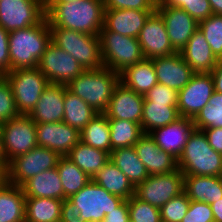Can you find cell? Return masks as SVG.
Returning a JSON list of instances; mask_svg holds the SVG:
<instances>
[{
	"label": "cell",
	"instance_id": "cell-57",
	"mask_svg": "<svg viewBox=\"0 0 222 222\" xmlns=\"http://www.w3.org/2000/svg\"><path fill=\"white\" fill-rule=\"evenodd\" d=\"M73 1L74 0H53L51 3H68Z\"/></svg>",
	"mask_w": 222,
	"mask_h": 222
},
{
	"label": "cell",
	"instance_id": "cell-29",
	"mask_svg": "<svg viewBox=\"0 0 222 222\" xmlns=\"http://www.w3.org/2000/svg\"><path fill=\"white\" fill-rule=\"evenodd\" d=\"M94 183L107 192L128 200L135 193V187L126 175L110 160L93 176Z\"/></svg>",
	"mask_w": 222,
	"mask_h": 222
},
{
	"label": "cell",
	"instance_id": "cell-46",
	"mask_svg": "<svg viewBox=\"0 0 222 222\" xmlns=\"http://www.w3.org/2000/svg\"><path fill=\"white\" fill-rule=\"evenodd\" d=\"M185 10L198 23L213 14L208 0H189L187 7H179Z\"/></svg>",
	"mask_w": 222,
	"mask_h": 222
},
{
	"label": "cell",
	"instance_id": "cell-23",
	"mask_svg": "<svg viewBox=\"0 0 222 222\" xmlns=\"http://www.w3.org/2000/svg\"><path fill=\"white\" fill-rule=\"evenodd\" d=\"M193 129V121L181 117L176 122L157 128L149 134L162 150L178 159Z\"/></svg>",
	"mask_w": 222,
	"mask_h": 222
},
{
	"label": "cell",
	"instance_id": "cell-40",
	"mask_svg": "<svg viewBox=\"0 0 222 222\" xmlns=\"http://www.w3.org/2000/svg\"><path fill=\"white\" fill-rule=\"evenodd\" d=\"M127 203L131 222H161L160 208L143 202L134 195Z\"/></svg>",
	"mask_w": 222,
	"mask_h": 222
},
{
	"label": "cell",
	"instance_id": "cell-1",
	"mask_svg": "<svg viewBox=\"0 0 222 222\" xmlns=\"http://www.w3.org/2000/svg\"><path fill=\"white\" fill-rule=\"evenodd\" d=\"M102 0H74L68 3H50L45 8L49 27L72 29L99 36L104 26Z\"/></svg>",
	"mask_w": 222,
	"mask_h": 222
},
{
	"label": "cell",
	"instance_id": "cell-44",
	"mask_svg": "<svg viewBox=\"0 0 222 222\" xmlns=\"http://www.w3.org/2000/svg\"><path fill=\"white\" fill-rule=\"evenodd\" d=\"M181 222H214L211 205L207 202L191 200L188 211Z\"/></svg>",
	"mask_w": 222,
	"mask_h": 222
},
{
	"label": "cell",
	"instance_id": "cell-18",
	"mask_svg": "<svg viewBox=\"0 0 222 222\" xmlns=\"http://www.w3.org/2000/svg\"><path fill=\"white\" fill-rule=\"evenodd\" d=\"M144 95L138 94L119 82L103 113L108 119L129 120L141 125Z\"/></svg>",
	"mask_w": 222,
	"mask_h": 222
},
{
	"label": "cell",
	"instance_id": "cell-39",
	"mask_svg": "<svg viewBox=\"0 0 222 222\" xmlns=\"http://www.w3.org/2000/svg\"><path fill=\"white\" fill-rule=\"evenodd\" d=\"M198 28L205 35L214 55L222 57V15H210L199 22Z\"/></svg>",
	"mask_w": 222,
	"mask_h": 222
},
{
	"label": "cell",
	"instance_id": "cell-11",
	"mask_svg": "<svg viewBox=\"0 0 222 222\" xmlns=\"http://www.w3.org/2000/svg\"><path fill=\"white\" fill-rule=\"evenodd\" d=\"M182 192H184V175L178 168L171 173L149 175L144 182L135 187L134 196L161 208Z\"/></svg>",
	"mask_w": 222,
	"mask_h": 222
},
{
	"label": "cell",
	"instance_id": "cell-13",
	"mask_svg": "<svg viewBox=\"0 0 222 222\" xmlns=\"http://www.w3.org/2000/svg\"><path fill=\"white\" fill-rule=\"evenodd\" d=\"M38 68L50 84L63 85H67L84 71L76 59L52 42L47 45Z\"/></svg>",
	"mask_w": 222,
	"mask_h": 222
},
{
	"label": "cell",
	"instance_id": "cell-24",
	"mask_svg": "<svg viewBox=\"0 0 222 222\" xmlns=\"http://www.w3.org/2000/svg\"><path fill=\"white\" fill-rule=\"evenodd\" d=\"M180 54L195 73H210L219 60L199 28L193 33Z\"/></svg>",
	"mask_w": 222,
	"mask_h": 222
},
{
	"label": "cell",
	"instance_id": "cell-26",
	"mask_svg": "<svg viewBox=\"0 0 222 222\" xmlns=\"http://www.w3.org/2000/svg\"><path fill=\"white\" fill-rule=\"evenodd\" d=\"M26 196L21 186L0 182V222H25Z\"/></svg>",
	"mask_w": 222,
	"mask_h": 222
},
{
	"label": "cell",
	"instance_id": "cell-9",
	"mask_svg": "<svg viewBox=\"0 0 222 222\" xmlns=\"http://www.w3.org/2000/svg\"><path fill=\"white\" fill-rule=\"evenodd\" d=\"M61 156L45 147L36 146L26 154L11 160L4 171V179L21 186L31 177L57 167Z\"/></svg>",
	"mask_w": 222,
	"mask_h": 222
},
{
	"label": "cell",
	"instance_id": "cell-32",
	"mask_svg": "<svg viewBox=\"0 0 222 222\" xmlns=\"http://www.w3.org/2000/svg\"><path fill=\"white\" fill-rule=\"evenodd\" d=\"M177 106L153 103L144 99L141 129L149 134L157 128L167 126L180 119Z\"/></svg>",
	"mask_w": 222,
	"mask_h": 222
},
{
	"label": "cell",
	"instance_id": "cell-47",
	"mask_svg": "<svg viewBox=\"0 0 222 222\" xmlns=\"http://www.w3.org/2000/svg\"><path fill=\"white\" fill-rule=\"evenodd\" d=\"M10 72L9 32L0 26V76Z\"/></svg>",
	"mask_w": 222,
	"mask_h": 222
},
{
	"label": "cell",
	"instance_id": "cell-54",
	"mask_svg": "<svg viewBox=\"0 0 222 222\" xmlns=\"http://www.w3.org/2000/svg\"><path fill=\"white\" fill-rule=\"evenodd\" d=\"M214 15H222V0H208Z\"/></svg>",
	"mask_w": 222,
	"mask_h": 222
},
{
	"label": "cell",
	"instance_id": "cell-4",
	"mask_svg": "<svg viewBox=\"0 0 222 222\" xmlns=\"http://www.w3.org/2000/svg\"><path fill=\"white\" fill-rule=\"evenodd\" d=\"M183 175L221 176L222 154L210 145L202 130L193 129L177 159Z\"/></svg>",
	"mask_w": 222,
	"mask_h": 222
},
{
	"label": "cell",
	"instance_id": "cell-15",
	"mask_svg": "<svg viewBox=\"0 0 222 222\" xmlns=\"http://www.w3.org/2000/svg\"><path fill=\"white\" fill-rule=\"evenodd\" d=\"M137 39L145 59L176 53L169 41L165 22L156 10L148 17Z\"/></svg>",
	"mask_w": 222,
	"mask_h": 222
},
{
	"label": "cell",
	"instance_id": "cell-8",
	"mask_svg": "<svg viewBox=\"0 0 222 222\" xmlns=\"http://www.w3.org/2000/svg\"><path fill=\"white\" fill-rule=\"evenodd\" d=\"M1 140L7 165L14 158L38 146L36 123L28 115H19L3 122L1 123Z\"/></svg>",
	"mask_w": 222,
	"mask_h": 222
},
{
	"label": "cell",
	"instance_id": "cell-41",
	"mask_svg": "<svg viewBox=\"0 0 222 222\" xmlns=\"http://www.w3.org/2000/svg\"><path fill=\"white\" fill-rule=\"evenodd\" d=\"M190 201L185 192L173 197L160 208L161 222H181L188 211Z\"/></svg>",
	"mask_w": 222,
	"mask_h": 222
},
{
	"label": "cell",
	"instance_id": "cell-21",
	"mask_svg": "<svg viewBox=\"0 0 222 222\" xmlns=\"http://www.w3.org/2000/svg\"><path fill=\"white\" fill-rule=\"evenodd\" d=\"M155 10H104V27L123 36L137 38L148 17Z\"/></svg>",
	"mask_w": 222,
	"mask_h": 222
},
{
	"label": "cell",
	"instance_id": "cell-14",
	"mask_svg": "<svg viewBox=\"0 0 222 222\" xmlns=\"http://www.w3.org/2000/svg\"><path fill=\"white\" fill-rule=\"evenodd\" d=\"M214 92L210 73H194L189 83L178 91L177 109L180 117L193 120L208 104Z\"/></svg>",
	"mask_w": 222,
	"mask_h": 222
},
{
	"label": "cell",
	"instance_id": "cell-10",
	"mask_svg": "<svg viewBox=\"0 0 222 222\" xmlns=\"http://www.w3.org/2000/svg\"><path fill=\"white\" fill-rule=\"evenodd\" d=\"M78 206L85 222H102L106 214L115 210L125 199L107 192L92 180L68 198Z\"/></svg>",
	"mask_w": 222,
	"mask_h": 222
},
{
	"label": "cell",
	"instance_id": "cell-56",
	"mask_svg": "<svg viewBox=\"0 0 222 222\" xmlns=\"http://www.w3.org/2000/svg\"><path fill=\"white\" fill-rule=\"evenodd\" d=\"M45 8L53 1V0H38Z\"/></svg>",
	"mask_w": 222,
	"mask_h": 222
},
{
	"label": "cell",
	"instance_id": "cell-36",
	"mask_svg": "<svg viewBox=\"0 0 222 222\" xmlns=\"http://www.w3.org/2000/svg\"><path fill=\"white\" fill-rule=\"evenodd\" d=\"M110 127L111 151L133 147L144 134L141 125L129 120L108 119Z\"/></svg>",
	"mask_w": 222,
	"mask_h": 222
},
{
	"label": "cell",
	"instance_id": "cell-42",
	"mask_svg": "<svg viewBox=\"0 0 222 222\" xmlns=\"http://www.w3.org/2000/svg\"><path fill=\"white\" fill-rule=\"evenodd\" d=\"M12 89L4 76H0V123L18 117Z\"/></svg>",
	"mask_w": 222,
	"mask_h": 222
},
{
	"label": "cell",
	"instance_id": "cell-12",
	"mask_svg": "<svg viewBox=\"0 0 222 222\" xmlns=\"http://www.w3.org/2000/svg\"><path fill=\"white\" fill-rule=\"evenodd\" d=\"M45 17L38 0H0V26L8 32L37 25Z\"/></svg>",
	"mask_w": 222,
	"mask_h": 222
},
{
	"label": "cell",
	"instance_id": "cell-34",
	"mask_svg": "<svg viewBox=\"0 0 222 222\" xmlns=\"http://www.w3.org/2000/svg\"><path fill=\"white\" fill-rule=\"evenodd\" d=\"M62 201L54 198L26 197L25 222H60Z\"/></svg>",
	"mask_w": 222,
	"mask_h": 222
},
{
	"label": "cell",
	"instance_id": "cell-7",
	"mask_svg": "<svg viewBox=\"0 0 222 222\" xmlns=\"http://www.w3.org/2000/svg\"><path fill=\"white\" fill-rule=\"evenodd\" d=\"M15 99L20 115H29L45 88L50 84L45 75L35 68L15 69L4 75Z\"/></svg>",
	"mask_w": 222,
	"mask_h": 222
},
{
	"label": "cell",
	"instance_id": "cell-22",
	"mask_svg": "<svg viewBox=\"0 0 222 222\" xmlns=\"http://www.w3.org/2000/svg\"><path fill=\"white\" fill-rule=\"evenodd\" d=\"M64 97L65 85L49 84L28 116L35 123L62 122Z\"/></svg>",
	"mask_w": 222,
	"mask_h": 222
},
{
	"label": "cell",
	"instance_id": "cell-52",
	"mask_svg": "<svg viewBox=\"0 0 222 222\" xmlns=\"http://www.w3.org/2000/svg\"><path fill=\"white\" fill-rule=\"evenodd\" d=\"M214 222H222V198L210 204Z\"/></svg>",
	"mask_w": 222,
	"mask_h": 222
},
{
	"label": "cell",
	"instance_id": "cell-6",
	"mask_svg": "<svg viewBox=\"0 0 222 222\" xmlns=\"http://www.w3.org/2000/svg\"><path fill=\"white\" fill-rule=\"evenodd\" d=\"M101 57L105 68L120 73L144 59L137 38L109 31L104 26L99 33Z\"/></svg>",
	"mask_w": 222,
	"mask_h": 222
},
{
	"label": "cell",
	"instance_id": "cell-3",
	"mask_svg": "<svg viewBox=\"0 0 222 222\" xmlns=\"http://www.w3.org/2000/svg\"><path fill=\"white\" fill-rule=\"evenodd\" d=\"M119 74L102 66L86 69L67 85V89L84 100L96 112L104 113L109 105Z\"/></svg>",
	"mask_w": 222,
	"mask_h": 222
},
{
	"label": "cell",
	"instance_id": "cell-59",
	"mask_svg": "<svg viewBox=\"0 0 222 222\" xmlns=\"http://www.w3.org/2000/svg\"><path fill=\"white\" fill-rule=\"evenodd\" d=\"M4 179V173L0 170V182Z\"/></svg>",
	"mask_w": 222,
	"mask_h": 222
},
{
	"label": "cell",
	"instance_id": "cell-37",
	"mask_svg": "<svg viewBox=\"0 0 222 222\" xmlns=\"http://www.w3.org/2000/svg\"><path fill=\"white\" fill-rule=\"evenodd\" d=\"M56 168L63 185L64 196L67 199L91 181V178L67 156H61Z\"/></svg>",
	"mask_w": 222,
	"mask_h": 222
},
{
	"label": "cell",
	"instance_id": "cell-49",
	"mask_svg": "<svg viewBox=\"0 0 222 222\" xmlns=\"http://www.w3.org/2000/svg\"><path fill=\"white\" fill-rule=\"evenodd\" d=\"M102 222H130L127 200H124L115 210L106 214Z\"/></svg>",
	"mask_w": 222,
	"mask_h": 222
},
{
	"label": "cell",
	"instance_id": "cell-27",
	"mask_svg": "<svg viewBox=\"0 0 222 222\" xmlns=\"http://www.w3.org/2000/svg\"><path fill=\"white\" fill-rule=\"evenodd\" d=\"M119 82L138 94L146 95L157 83L152 59H143L119 73Z\"/></svg>",
	"mask_w": 222,
	"mask_h": 222
},
{
	"label": "cell",
	"instance_id": "cell-35",
	"mask_svg": "<svg viewBox=\"0 0 222 222\" xmlns=\"http://www.w3.org/2000/svg\"><path fill=\"white\" fill-rule=\"evenodd\" d=\"M80 141L111 153L110 127L108 118L103 114H97L81 131Z\"/></svg>",
	"mask_w": 222,
	"mask_h": 222
},
{
	"label": "cell",
	"instance_id": "cell-31",
	"mask_svg": "<svg viewBox=\"0 0 222 222\" xmlns=\"http://www.w3.org/2000/svg\"><path fill=\"white\" fill-rule=\"evenodd\" d=\"M67 157L91 179L110 160V154L79 141Z\"/></svg>",
	"mask_w": 222,
	"mask_h": 222
},
{
	"label": "cell",
	"instance_id": "cell-16",
	"mask_svg": "<svg viewBox=\"0 0 222 222\" xmlns=\"http://www.w3.org/2000/svg\"><path fill=\"white\" fill-rule=\"evenodd\" d=\"M38 146L48 148L60 156H67L80 141V132L62 122L36 123Z\"/></svg>",
	"mask_w": 222,
	"mask_h": 222
},
{
	"label": "cell",
	"instance_id": "cell-45",
	"mask_svg": "<svg viewBox=\"0 0 222 222\" xmlns=\"http://www.w3.org/2000/svg\"><path fill=\"white\" fill-rule=\"evenodd\" d=\"M104 9L156 10L151 0H102Z\"/></svg>",
	"mask_w": 222,
	"mask_h": 222
},
{
	"label": "cell",
	"instance_id": "cell-55",
	"mask_svg": "<svg viewBox=\"0 0 222 222\" xmlns=\"http://www.w3.org/2000/svg\"><path fill=\"white\" fill-rule=\"evenodd\" d=\"M7 165L5 163L3 151H2V140H1V134H0V170L4 173Z\"/></svg>",
	"mask_w": 222,
	"mask_h": 222
},
{
	"label": "cell",
	"instance_id": "cell-28",
	"mask_svg": "<svg viewBox=\"0 0 222 222\" xmlns=\"http://www.w3.org/2000/svg\"><path fill=\"white\" fill-rule=\"evenodd\" d=\"M184 192L193 201L216 202L222 198L221 176L184 175Z\"/></svg>",
	"mask_w": 222,
	"mask_h": 222
},
{
	"label": "cell",
	"instance_id": "cell-5",
	"mask_svg": "<svg viewBox=\"0 0 222 222\" xmlns=\"http://www.w3.org/2000/svg\"><path fill=\"white\" fill-rule=\"evenodd\" d=\"M50 31L51 42L76 59L84 70L104 66L99 36L58 27H50Z\"/></svg>",
	"mask_w": 222,
	"mask_h": 222
},
{
	"label": "cell",
	"instance_id": "cell-2",
	"mask_svg": "<svg viewBox=\"0 0 222 222\" xmlns=\"http://www.w3.org/2000/svg\"><path fill=\"white\" fill-rule=\"evenodd\" d=\"M51 42L47 18L39 24L9 32L10 71L20 68H35Z\"/></svg>",
	"mask_w": 222,
	"mask_h": 222
},
{
	"label": "cell",
	"instance_id": "cell-50",
	"mask_svg": "<svg viewBox=\"0 0 222 222\" xmlns=\"http://www.w3.org/2000/svg\"><path fill=\"white\" fill-rule=\"evenodd\" d=\"M209 142V145L222 154V128H207L202 130Z\"/></svg>",
	"mask_w": 222,
	"mask_h": 222
},
{
	"label": "cell",
	"instance_id": "cell-58",
	"mask_svg": "<svg viewBox=\"0 0 222 222\" xmlns=\"http://www.w3.org/2000/svg\"><path fill=\"white\" fill-rule=\"evenodd\" d=\"M151 1L155 6H157V5L161 4L163 0H151Z\"/></svg>",
	"mask_w": 222,
	"mask_h": 222
},
{
	"label": "cell",
	"instance_id": "cell-19",
	"mask_svg": "<svg viewBox=\"0 0 222 222\" xmlns=\"http://www.w3.org/2000/svg\"><path fill=\"white\" fill-rule=\"evenodd\" d=\"M149 175L166 174L178 169L177 158L162 150L150 134H143L134 145Z\"/></svg>",
	"mask_w": 222,
	"mask_h": 222
},
{
	"label": "cell",
	"instance_id": "cell-51",
	"mask_svg": "<svg viewBox=\"0 0 222 222\" xmlns=\"http://www.w3.org/2000/svg\"><path fill=\"white\" fill-rule=\"evenodd\" d=\"M213 82H214V91L222 93V60L219 59L216 63V66L210 72Z\"/></svg>",
	"mask_w": 222,
	"mask_h": 222
},
{
	"label": "cell",
	"instance_id": "cell-38",
	"mask_svg": "<svg viewBox=\"0 0 222 222\" xmlns=\"http://www.w3.org/2000/svg\"><path fill=\"white\" fill-rule=\"evenodd\" d=\"M195 129L222 128V93L213 92L207 105L192 120Z\"/></svg>",
	"mask_w": 222,
	"mask_h": 222
},
{
	"label": "cell",
	"instance_id": "cell-33",
	"mask_svg": "<svg viewBox=\"0 0 222 222\" xmlns=\"http://www.w3.org/2000/svg\"><path fill=\"white\" fill-rule=\"evenodd\" d=\"M90 105L70 92L65 85L63 122L79 132L97 115Z\"/></svg>",
	"mask_w": 222,
	"mask_h": 222
},
{
	"label": "cell",
	"instance_id": "cell-17",
	"mask_svg": "<svg viewBox=\"0 0 222 222\" xmlns=\"http://www.w3.org/2000/svg\"><path fill=\"white\" fill-rule=\"evenodd\" d=\"M163 18L169 41L176 52H180L198 29V22L185 10L172 6H156Z\"/></svg>",
	"mask_w": 222,
	"mask_h": 222
},
{
	"label": "cell",
	"instance_id": "cell-48",
	"mask_svg": "<svg viewBox=\"0 0 222 222\" xmlns=\"http://www.w3.org/2000/svg\"><path fill=\"white\" fill-rule=\"evenodd\" d=\"M80 216L81 213L78 206L68 199L62 201L60 222H85Z\"/></svg>",
	"mask_w": 222,
	"mask_h": 222
},
{
	"label": "cell",
	"instance_id": "cell-43",
	"mask_svg": "<svg viewBox=\"0 0 222 222\" xmlns=\"http://www.w3.org/2000/svg\"><path fill=\"white\" fill-rule=\"evenodd\" d=\"M144 99L153 103L165 104L166 106H177L178 91L172 89L171 87L157 83L147 92Z\"/></svg>",
	"mask_w": 222,
	"mask_h": 222
},
{
	"label": "cell",
	"instance_id": "cell-20",
	"mask_svg": "<svg viewBox=\"0 0 222 222\" xmlns=\"http://www.w3.org/2000/svg\"><path fill=\"white\" fill-rule=\"evenodd\" d=\"M152 62L158 83L171 87L176 91L185 87L195 73L183 59L180 52L153 58Z\"/></svg>",
	"mask_w": 222,
	"mask_h": 222
},
{
	"label": "cell",
	"instance_id": "cell-25",
	"mask_svg": "<svg viewBox=\"0 0 222 222\" xmlns=\"http://www.w3.org/2000/svg\"><path fill=\"white\" fill-rule=\"evenodd\" d=\"M21 188L26 197L67 199L57 168L31 177L21 185Z\"/></svg>",
	"mask_w": 222,
	"mask_h": 222
},
{
	"label": "cell",
	"instance_id": "cell-30",
	"mask_svg": "<svg viewBox=\"0 0 222 222\" xmlns=\"http://www.w3.org/2000/svg\"><path fill=\"white\" fill-rule=\"evenodd\" d=\"M110 161L126 175L134 187L149 177L145 165L140 161L134 146L111 151Z\"/></svg>",
	"mask_w": 222,
	"mask_h": 222
},
{
	"label": "cell",
	"instance_id": "cell-53",
	"mask_svg": "<svg viewBox=\"0 0 222 222\" xmlns=\"http://www.w3.org/2000/svg\"><path fill=\"white\" fill-rule=\"evenodd\" d=\"M188 1L189 0H163L162 3L157 6L187 7Z\"/></svg>",
	"mask_w": 222,
	"mask_h": 222
}]
</instances>
